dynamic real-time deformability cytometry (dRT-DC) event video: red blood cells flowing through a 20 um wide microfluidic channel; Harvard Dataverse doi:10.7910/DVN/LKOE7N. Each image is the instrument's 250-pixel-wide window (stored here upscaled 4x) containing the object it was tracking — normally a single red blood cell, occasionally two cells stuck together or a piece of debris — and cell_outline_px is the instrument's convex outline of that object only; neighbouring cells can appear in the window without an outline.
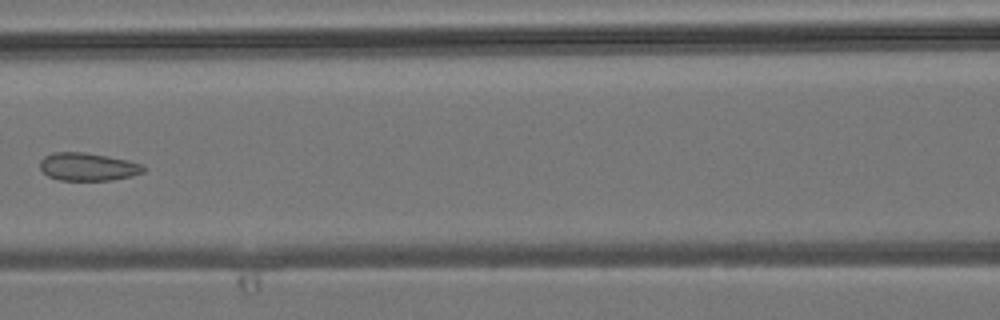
{"species": "common noctule bat (a hibernating species)", "species_latin": "Nyctalus noctula", "temperature_condition": "room temperature", "stored_images_in_passage": 5, "camera_frame_rate_fps": 3000, "um_per_image_px": 0.085, "animal": {"sex": "male", "body_mass_g": 19.2, "forearm_length_mm": 51.8}, "frame": {"image": 1, "passage_image": 5, "time_ms": 4.667, "image_size_px": [1000, 320], "cell_outline_px": [[144, 172], [132, 176], [112, 180], [60, 180], [48, 176], [40, 168], [40, 160], [44, 156], [52, 152], [84, 152], [108, 156], [128, 160], [144, 164]], "centroid_in_image_um": [7.48, 14.17], "position_along_channel_um": 159.1, "area_um2": 16.94}}